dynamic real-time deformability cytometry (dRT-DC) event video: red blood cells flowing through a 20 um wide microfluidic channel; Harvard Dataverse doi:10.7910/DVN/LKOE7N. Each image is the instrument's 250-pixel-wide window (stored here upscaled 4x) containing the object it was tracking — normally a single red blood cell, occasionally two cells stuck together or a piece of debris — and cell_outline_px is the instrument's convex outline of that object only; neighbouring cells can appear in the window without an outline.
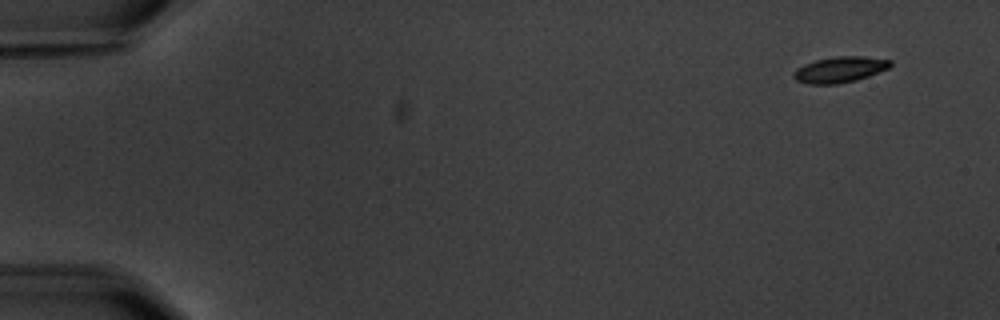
{"species": "common noctule bat (a hibernating species)", "species_latin": "Nyctalus noctula", "temperature_condition": "warm", "stored_images_in_passage": 4, "segment_of_instrument_passage": [2, 2], "camera_frame_rate_fps": 3000, "um_per_image_px": 0.085, "animal": {"sex": "male", "body_mass_g": 20.1, "forearm_length_mm": 53.5}, "frame": {"image": 1, "passage_image": 4, "time_ms": 5.0, "image_size_px": [1000, 320], "cell_outline_px": [[892, 64], [888, 68], [868, 76], [856, 80], [836, 84], [808, 84], [796, 80], [792, 76], [796, 68], [804, 64], [816, 60], [836, 56], [864, 56], [892, 60]], "centroid_in_image_um": [71.37, 5.91], "position_along_channel_um": 13.6, "area_um2": 14.57}}